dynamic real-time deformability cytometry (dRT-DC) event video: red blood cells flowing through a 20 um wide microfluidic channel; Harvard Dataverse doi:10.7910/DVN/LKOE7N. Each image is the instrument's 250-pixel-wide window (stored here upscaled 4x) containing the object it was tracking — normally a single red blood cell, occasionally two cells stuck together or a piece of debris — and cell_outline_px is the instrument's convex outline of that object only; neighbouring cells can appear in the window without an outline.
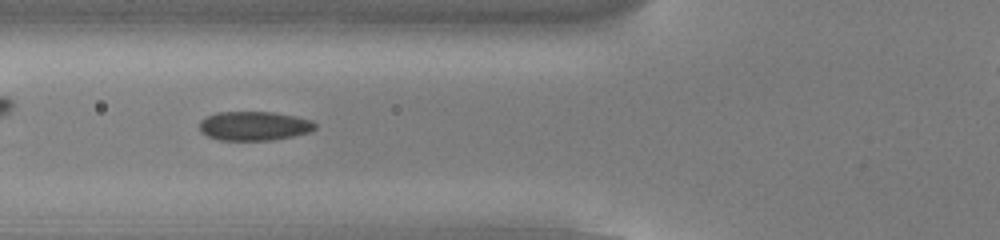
{"species": "common noctule bat (a hibernating species)", "species_latin": "Nyctalus noctula", "temperature_condition": "cold", "stored_images_in_passage": 41, "camera_frame_rate_fps": 3000, "um_per_image_px": 0.085, "animal": {"sex": "male", "body_mass_g": 13.0, "forearm_length_mm": 53.1}, "frame": {"image": 1, "passage_image": 6, "time_ms": 1.667, "image_size_px": [1000, 240], "cell_outline_px": [[316, 128], [312, 132], [272, 140], [220, 140], [208, 136], [200, 132], [200, 120], [216, 112], [272, 112], [296, 116], [312, 120], [316, 124]], "centroid_in_image_um": [21.62, 10.7], "position_along_channel_um": 104.2, "area_um2": 19.71}}
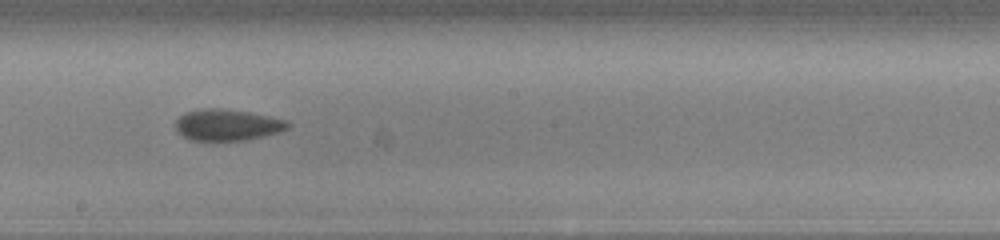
{"frame": {"image": 2, "passage_image": 16, "time_ms": 5.0, "image_size_px": [1000, 240], "cell_outline_px": [[292, 124], [288, 128], [280, 132], [264, 136], [244, 140], [188, 140], [180, 136], [176, 132], [172, 124], [184, 112], [204, 108], [220, 108], [248, 112], [288, 120]], "centroid_in_image_um": [19.27, 10.62], "position_along_channel_um": 228.9, "area_um2": 20.87}}
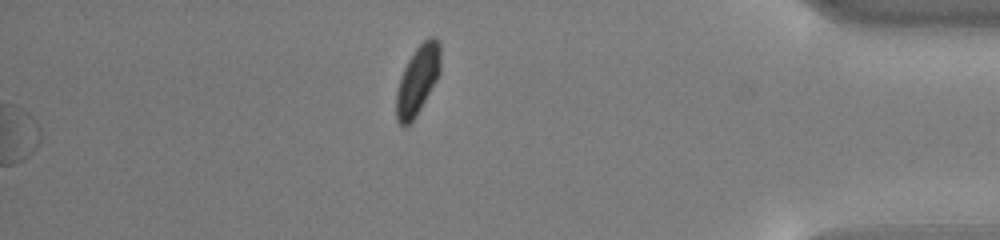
{"frame": {"image": 3, "passage_image": 41, "time_ms": 13.333, "image_size_px": [1000, 240], "cell_outline_px": [[440, 72], [436, 80], [416, 116], [404, 128], [396, 120], [396, 92], [404, 68], [408, 60], [416, 48], [428, 36], [436, 36], [440, 40]], "centroid_in_image_um": [35.51, 6.78], "position_along_channel_um": 399.7, "area_um2": 17.69}, "authors_computed_cell_mechanics": {"area_um2": 20.5768, "velocity_mm_per_s": 3.7393, "shape_relaxation_time_tau1_ms": 1.9357, "shape_relaxation_time_tau2_ms": 1.8752, "deformation_change_tau1": 0.0378, "deformation_change_tau2": 0.0468}}